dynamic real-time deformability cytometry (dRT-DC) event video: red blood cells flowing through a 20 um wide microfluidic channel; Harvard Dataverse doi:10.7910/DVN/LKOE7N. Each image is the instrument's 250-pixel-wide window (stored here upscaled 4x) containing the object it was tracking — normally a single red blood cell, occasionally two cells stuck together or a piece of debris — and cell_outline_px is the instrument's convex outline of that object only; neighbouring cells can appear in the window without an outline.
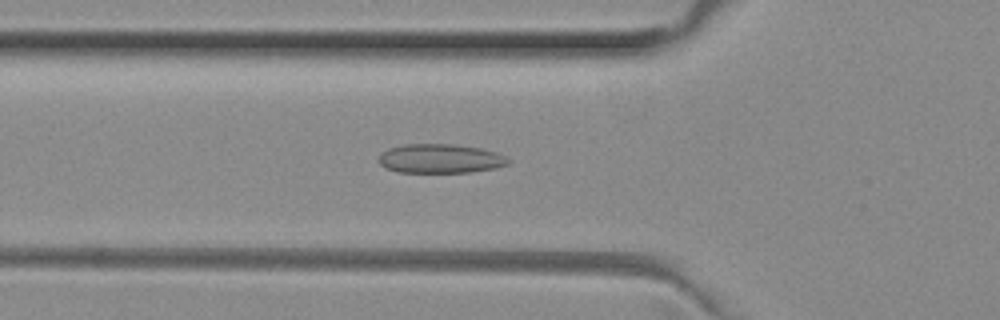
{"species": "common noctule bat (a hibernating species)", "species_latin": "Nyctalus noctula", "temperature_condition": "room temperature", "stored_images_in_passage": 49, "camera_frame_rate_fps": 3000, "um_per_image_px": 0.085, "animal": {"sex": "female", "body_mass_g": 29.2, "forearm_length_mm": 56.3}, "frame": {"image": 1, "passage_image": 18, "time_ms": 5.667, "image_size_px": [1000, 320], "cell_outline_px": [[512, 160], [508, 164], [496, 168], [472, 172], [396, 172], [384, 168], [376, 160], [388, 148], [404, 144], [452, 144], [480, 148], [496, 152]], "centroid_in_image_um": [37.41, 13.49], "position_along_channel_um": 88.4, "area_um2": 22.14}}
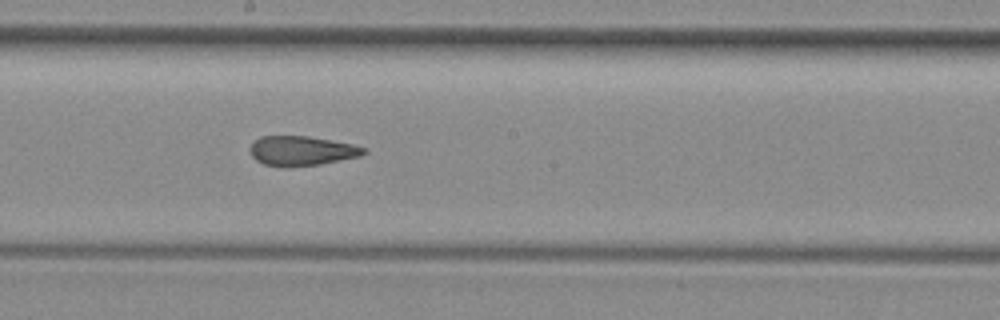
{"frame": {"image": 2, "passage_image": 28, "time_ms": 9.0, "image_size_px": [1000, 320], "cell_outline_px": [[368, 152], [360, 156], [320, 164], [264, 164], [256, 160], [252, 156], [252, 144], [260, 136], [308, 136], [352, 144], [368, 148]], "centroid_in_image_um": [25.72, 12.78], "position_along_channel_um": 222.5, "area_um2": 18.79}}
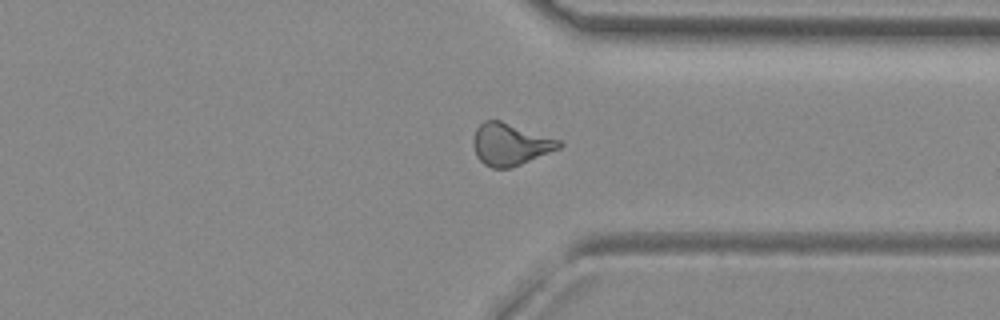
{"frame": {"image": 3, "passage_image": 39, "time_ms": 12.667, "image_size_px": [1000, 320], "cell_outline_px": [[564, 144], [560, 148], [512, 168], [492, 168], [484, 164], [476, 156], [472, 144], [472, 140], [476, 128], [484, 120], [500, 120], [560, 140]], "centroid_in_image_um": [43.34, 12.27], "position_along_channel_um": 368.1, "area_um2": 21.1}}